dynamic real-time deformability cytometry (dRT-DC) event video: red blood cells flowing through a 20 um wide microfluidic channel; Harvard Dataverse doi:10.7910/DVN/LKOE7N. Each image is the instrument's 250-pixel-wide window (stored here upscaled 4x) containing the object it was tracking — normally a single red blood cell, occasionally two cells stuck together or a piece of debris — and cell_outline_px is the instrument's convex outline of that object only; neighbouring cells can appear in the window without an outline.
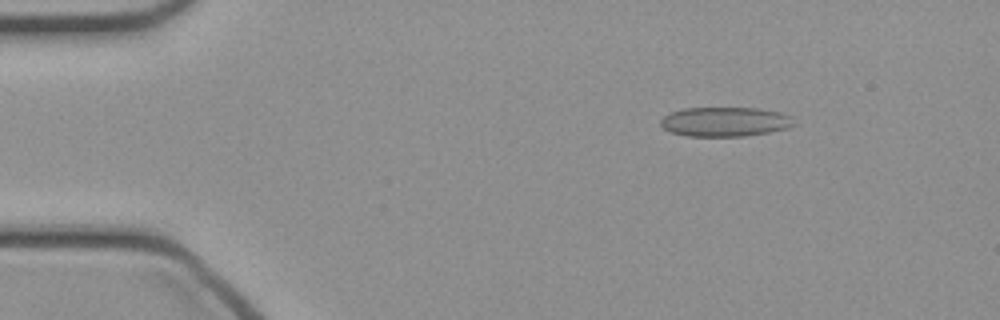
{"species": "common noctule bat (a hibernating species)", "species_latin": "Nyctalus noctula", "temperature_condition": "cold", "stored_images_in_passage": 47, "camera_frame_rate_fps": 3000, "um_per_image_px": 0.085, "animal": {"sex": "female", "body_mass_g": 21.9}, "frame": {"image": 1, "passage_image": 7, "time_ms": 2.0, "image_size_px": [1000, 320], "cell_outline_px": [[796, 124], [788, 128], [768, 132], [744, 136], [688, 136], [672, 132], [664, 128], [660, 124], [660, 120], [664, 116], [672, 112], [684, 108], [756, 108], [780, 112], [792, 116]], "centroid_in_image_um": [61.66, 10.34], "position_along_channel_um": 23.3, "area_um2": 22.83}}
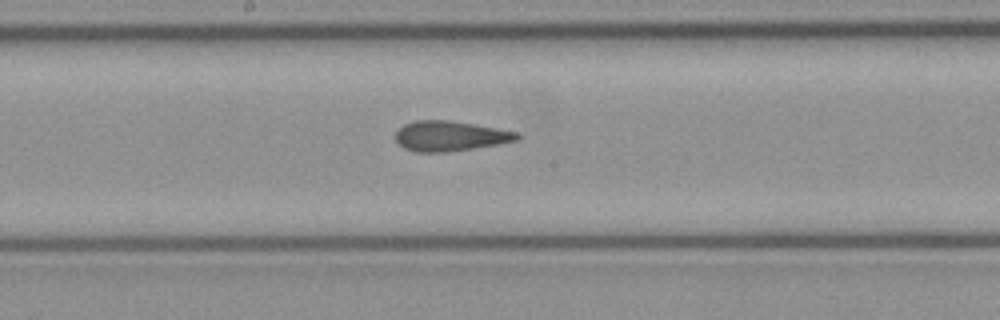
{"frame": {"image": 2, "passage_image": 25, "time_ms": 8.0, "image_size_px": [1000, 320], "cell_outline_px": [[524, 136], [520, 140], [472, 148], [444, 152], [416, 152], [404, 148], [396, 140], [396, 132], [404, 124], [416, 120], [448, 120], [520, 132]], "centroid_in_image_um": [38.3, 11.56], "position_along_channel_um": 209.9, "area_um2": 21.21}}
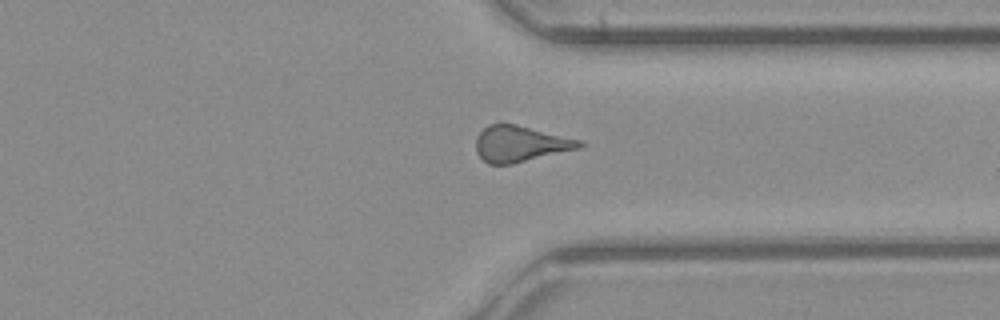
{"frame": {"image": 3, "passage_image": 36, "time_ms": 11.667, "image_size_px": [1000, 320], "cell_outline_px": [[588, 144], [580, 148], [512, 164], [488, 164], [476, 152], [476, 136], [488, 124], [516, 124], [584, 140]], "centroid_in_image_um": [44.28, 12.22], "position_along_channel_um": 367.1, "area_um2": 21.91}}